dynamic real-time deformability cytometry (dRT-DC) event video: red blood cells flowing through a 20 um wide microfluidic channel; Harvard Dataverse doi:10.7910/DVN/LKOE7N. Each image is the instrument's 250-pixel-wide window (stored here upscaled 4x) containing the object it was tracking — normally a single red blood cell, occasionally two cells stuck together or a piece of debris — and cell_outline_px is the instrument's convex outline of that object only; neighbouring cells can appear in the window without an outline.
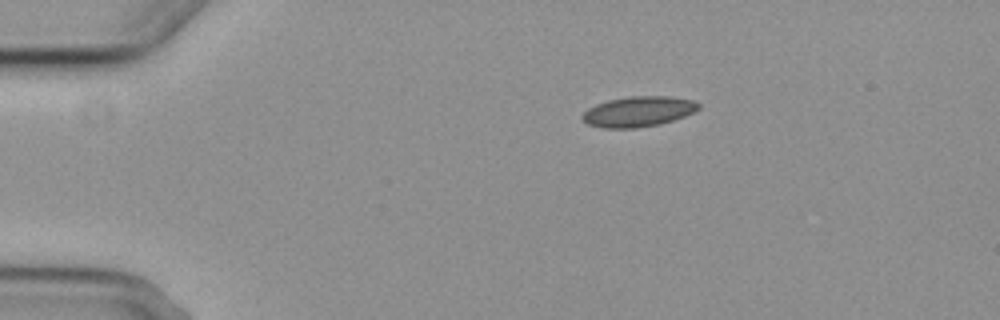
{"species": "common noctule bat (a hibernating species)", "species_latin": "Nyctalus noctula", "temperature_condition": "cold", "stored_images_in_passage": 4, "camera_frame_rate_fps": 3000, "um_per_image_px": 0.085, "animal": {"sex": "female", "body_mass_g": 29.2, "forearm_length_mm": 56.3}, "frame": {"image": 1, "passage_image": 4, "time_ms": 3.667, "image_size_px": [1000, 320], "cell_outline_px": [[700, 108], [684, 116], [660, 124], [636, 128], [600, 128], [588, 124], [580, 116], [588, 108], [596, 104], [608, 100], [628, 96], [672, 96], [692, 100], [700, 104]], "centroid_in_image_um": [54.24, 9.48], "position_along_channel_um": 30.8, "area_um2": 20.58}}